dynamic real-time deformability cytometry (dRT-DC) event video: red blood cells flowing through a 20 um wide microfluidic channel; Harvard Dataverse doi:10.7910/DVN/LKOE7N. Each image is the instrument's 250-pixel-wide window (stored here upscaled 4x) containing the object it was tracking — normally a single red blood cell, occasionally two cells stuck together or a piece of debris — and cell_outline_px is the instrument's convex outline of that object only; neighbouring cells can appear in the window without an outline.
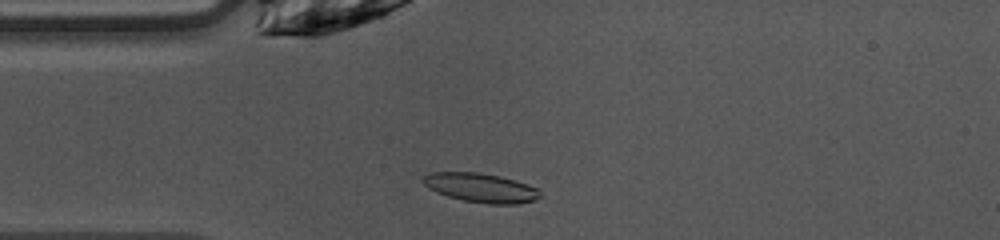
{"species": "common noctule bat (a hibernating species)", "species_latin": "Nyctalus noctula", "temperature_condition": "warm", "stored_images_in_passage": 42, "camera_frame_rate_fps": 3000, "um_per_image_px": 0.085, "animal": {"sex": "female", "body_mass_g": 10.0, "forearm_length_mm": 53.1}, "frame": {"image": 1, "passage_image": 5, "time_ms": 1.333, "image_size_px": [1000, 240], "cell_outline_px": [[540, 196], [532, 200], [516, 204], [488, 204], [464, 200], [448, 196], [436, 192], [424, 184], [420, 180], [428, 172], [480, 172], [500, 176], [516, 180], [536, 188], [540, 192]], "centroid_in_image_um": [40.83, 15.94], "position_along_channel_um": 44.2, "area_um2": 19.77}}
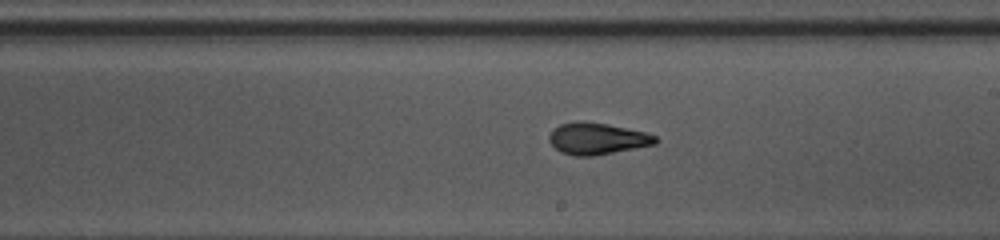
{"frame": {"image": 2, "passage_image": 20, "time_ms": 6.333, "image_size_px": [1000, 240], "cell_outline_px": [[660, 140], [656, 144], [596, 156], [572, 156], [560, 152], [548, 140], [548, 136], [552, 128], [560, 124], [576, 120], [580, 120], [608, 124], [644, 132], [656, 136]], "centroid_in_image_um": [50.73, 11.78], "position_along_channel_um": 238.3, "area_um2": 19.94}}
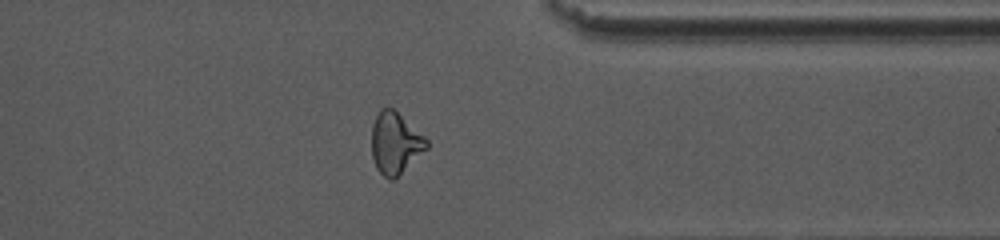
{"frame": {"image": 3, "passage_image": 31, "time_ms": 10.0, "image_size_px": [1000, 240], "cell_outline_px": [[428, 148], [392, 180], [388, 180], [376, 168], [372, 156], [372, 124], [380, 108], [392, 108], [424, 136], [428, 140]], "centroid_in_image_um": [33.58, 12.16], "position_along_channel_um": 377.8, "area_um2": 19.36}, "authors_computed_cell_mechanics": {"area_um2": 19.363, "velocity_mm_per_s": 4.0479, "shape_relaxation_time_tau1_ms": 7.6662, "shape_relaxation_time_tau2_ms": 1.5121, "deformation_change_tau1": 0.2394, "deformation_change_tau2": 0.0865}}